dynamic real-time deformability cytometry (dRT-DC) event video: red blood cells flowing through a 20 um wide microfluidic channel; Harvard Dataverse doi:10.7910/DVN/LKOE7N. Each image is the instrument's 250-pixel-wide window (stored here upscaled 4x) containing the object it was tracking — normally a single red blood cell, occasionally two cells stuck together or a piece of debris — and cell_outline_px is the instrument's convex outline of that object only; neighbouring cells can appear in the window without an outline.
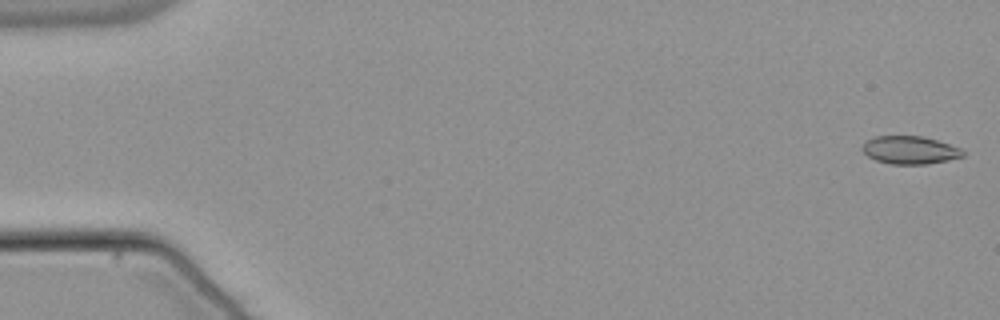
{"species": "common noctule bat (a hibernating species)", "species_latin": "Nyctalus noctula", "temperature_condition": "warm", "stored_images_in_passage": 54, "camera_frame_rate_fps": 3000, "um_per_image_px": 0.085, "animal": {"sex": "male", "body_mass_g": 21.5, "forearm_length_mm": 52.0}, "frame": {"image": 1, "passage_image": 1, "time_ms": 0.0, "image_size_px": [1000, 320], "cell_outline_px": [[964, 156], [948, 160], [928, 164], [892, 164], [876, 160], [868, 156], [860, 148], [872, 136], [924, 136], [960, 148], [964, 152]], "centroid_in_image_um": [77.33, 12.75], "position_along_channel_um": 7.7, "area_um2": 16.3}}
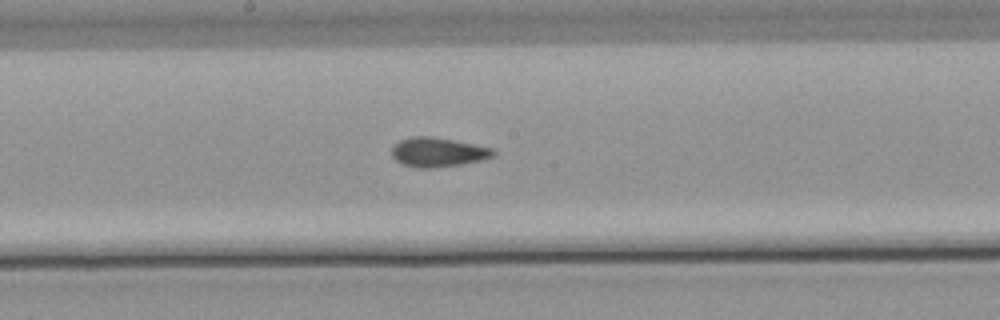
{"frame": {"image": 2, "passage_image": 29, "time_ms": 9.333, "image_size_px": [1000, 320], "cell_outline_px": [[496, 156], [484, 160], [460, 164], [432, 168], [416, 168], [404, 164], [396, 160], [392, 156], [392, 148], [400, 140], [412, 136], [432, 136], [492, 148], [496, 152]], "centroid_in_image_um": [37.24, 12.94], "position_along_channel_um": 211.0, "area_um2": 17.28}}
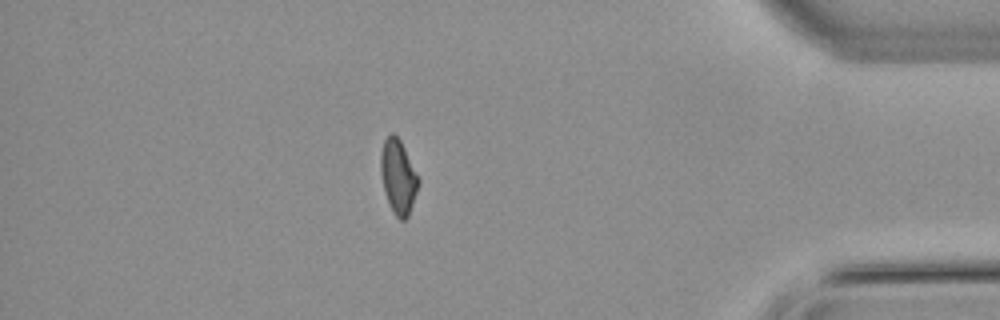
{"frame": {"image": 3, "passage_image": 47, "time_ms": 15.333, "image_size_px": [1000, 320], "cell_outline_px": [[420, 180], [408, 216], [404, 220], [400, 220], [392, 212], [388, 204], [384, 192], [380, 172], [380, 152], [384, 140], [392, 132], [400, 140]], "centroid_in_image_um": [33.81, 15.04], "position_along_channel_um": 401.4, "area_um2": 16.24}, "authors_computed_cell_mechanics": {"area_um2": 16.9354, "velocity_mm_per_s": 3.8287, "shape_relaxation_time_tau1_ms": null, "shape_relaxation_time_tau2_ms": 1.8479, "deformation_change_tau1": null, "deformation_change_tau2": 0.049}}